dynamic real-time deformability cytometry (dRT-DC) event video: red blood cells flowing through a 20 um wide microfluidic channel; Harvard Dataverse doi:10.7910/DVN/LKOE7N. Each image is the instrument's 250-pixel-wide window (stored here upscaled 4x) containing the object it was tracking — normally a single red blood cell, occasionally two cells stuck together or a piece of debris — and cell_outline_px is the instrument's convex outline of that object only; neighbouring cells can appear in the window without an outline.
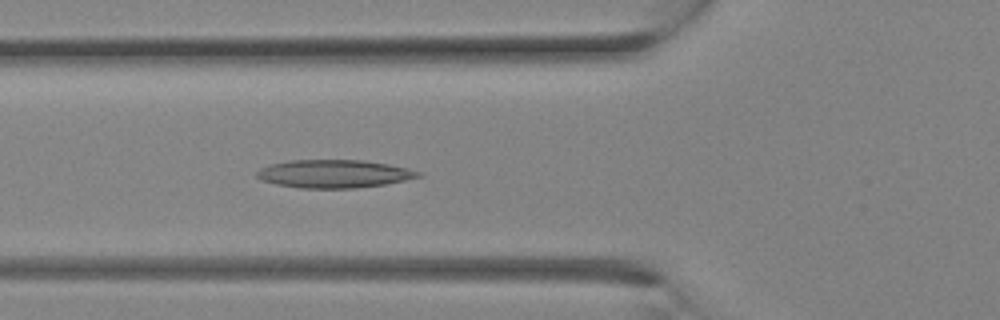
{"species": "Egyptian fruit bat (a non-hibernating species)", "species_latin": "Rousettus aegyptiacus", "temperature_condition": "room temperature", "stored_images_in_passage": 11, "camera_frame_rate_fps": 3000, "um_per_image_px": 0.085, "animal": {"sex": "female"}, "frame": {"image": 1, "passage_image": 11, "time_ms": 3.333, "image_size_px": [1000, 320], "cell_outline_px": [[424, 176], [384, 184], [356, 188], [300, 188], [276, 184], [260, 180], [256, 176], [256, 172], [260, 168], [268, 164], [288, 160], [364, 160], [388, 164], [408, 168], [420, 172]], "centroid_in_image_um": [28.36, 14.77], "position_along_channel_um": 97.4, "area_um2": 26.53}}